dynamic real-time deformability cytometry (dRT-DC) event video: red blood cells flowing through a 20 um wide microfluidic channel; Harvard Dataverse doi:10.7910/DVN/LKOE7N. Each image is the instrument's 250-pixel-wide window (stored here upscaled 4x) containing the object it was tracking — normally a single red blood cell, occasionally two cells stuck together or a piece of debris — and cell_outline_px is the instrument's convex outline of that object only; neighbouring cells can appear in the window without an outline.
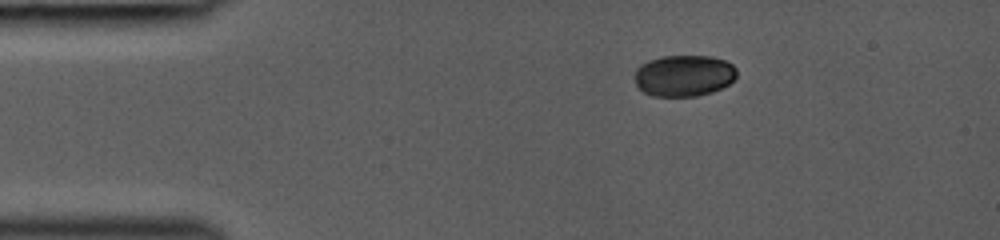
{"species": "common noctule bat (a hibernating species)", "species_latin": "Nyctalus noctula", "temperature_condition": "room temperature", "stored_images_in_passage": 37, "camera_frame_rate_fps": 3000, "um_per_image_px": 0.085, "animal": {"sex": "female", "body_mass_g": 19.0, "forearm_length_mm": 53.3}, "frame": {"image": 1, "passage_image": 1, "time_ms": 0.0, "image_size_px": [1000, 240], "cell_outline_px": [[736, 76], [728, 84], [712, 92], [696, 96], [652, 96], [644, 92], [636, 84], [636, 68], [640, 64], [648, 60], [664, 56], [712, 56], [724, 60], [732, 64], [736, 68]], "centroid_in_image_um": [58.13, 6.42], "position_along_channel_um": 26.9, "area_um2": 24.57}}
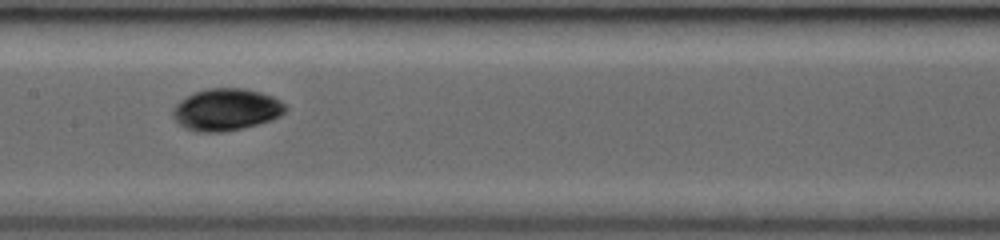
{"frame": {"image": 2, "passage_image": 16, "time_ms": 5.0, "image_size_px": [1000, 240], "cell_outline_px": [[288, 108], [280, 116], [272, 120], [244, 128], [224, 132], [196, 132], [184, 128], [172, 116], [172, 112], [176, 104], [180, 100], [196, 92], [208, 88], [244, 88], [260, 92], [272, 96], [280, 100]], "centroid_in_image_um": [19.24, 9.32], "position_along_channel_um": 188.2, "area_um2": 27.63}}
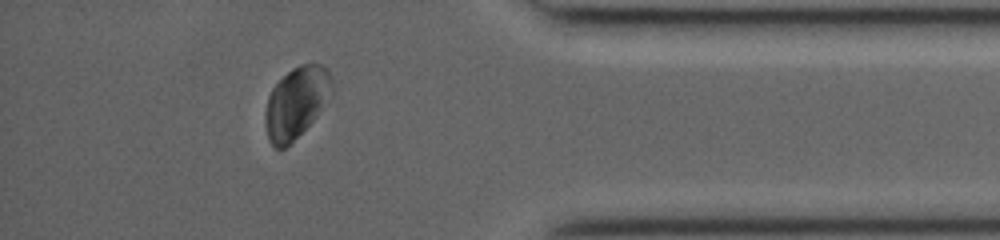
{"frame": {"image": 3, "passage_image": 32, "time_ms": 10.333, "image_size_px": [1000, 240], "cell_outline_px": [[332, 92], [316, 116], [284, 148], [276, 148], [272, 144], [268, 136], [264, 124], [264, 112], [268, 96], [272, 88], [292, 68], [300, 64], [320, 64], [328, 68], [332, 84]], "centroid_in_image_um": [25.16, 8.68], "position_along_channel_um": 410.0, "area_um2": 27.11}}